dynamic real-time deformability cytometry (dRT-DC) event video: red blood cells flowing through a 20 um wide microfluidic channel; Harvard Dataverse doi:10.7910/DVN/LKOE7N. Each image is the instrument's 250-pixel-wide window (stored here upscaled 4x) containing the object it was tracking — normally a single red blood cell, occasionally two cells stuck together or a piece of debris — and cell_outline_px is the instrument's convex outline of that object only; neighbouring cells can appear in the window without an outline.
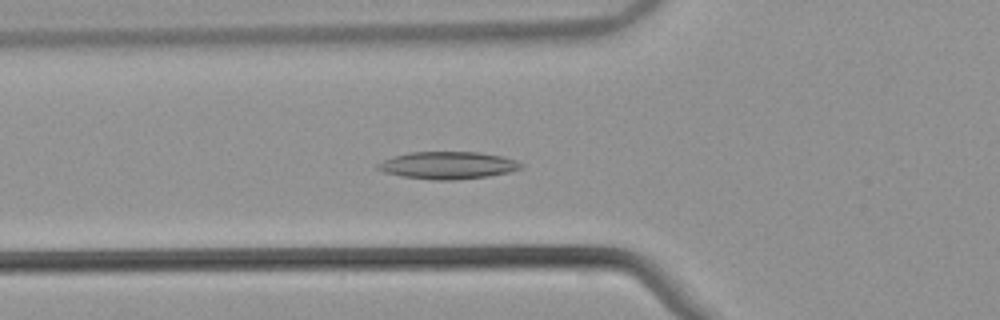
{"species": "common noctule bat (a hibernating species)", "species_latin": "Nyctalus noctula", "temperature_condition": "warm", "stored_images_in_passage": 36, "camera_frame_rate_fps": 3000, "um_per_image_px": 0.085, "animal": {"sex": "male", "body_mass_g": 21.5, "forearm_length_mm": 52.0}, "frame": {"image": 1, "passage_image": 2, "time_ms": 0.333, "image_size_px": [1000, 320], "cell_outline_px": [[524, 168], [512, 172], [488, 176], [456, 180], [432, 180], [404, 176], [384, 172], [376, 168], [376, 164], [392, 156], [408, 152], [480, 152], [500, 156], [516, 160], [524, 164]], "centroid_in_image_um": [38.1, 14.05], "position_along_channel_um": 87.7, "area_um2": 23.0}}
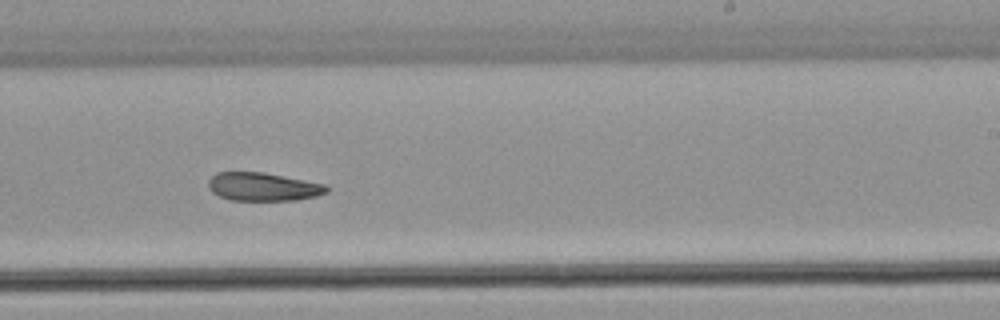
{"frame": {"image": 2, "passage_image": 16, "time_ms": 5.0, "image_size_px": [1000, 320], "cell_outline_px": [[328, 192], [316, 196], [296, 200], [228, 200], [212, 192], [208, 188], [208, 180], [216, 172], [264, 172], [328, 184]], "centroid_in_image_um": [22.37, 15.87], "position_along_channel_um": 266.6, "area_um2": 19.71}}
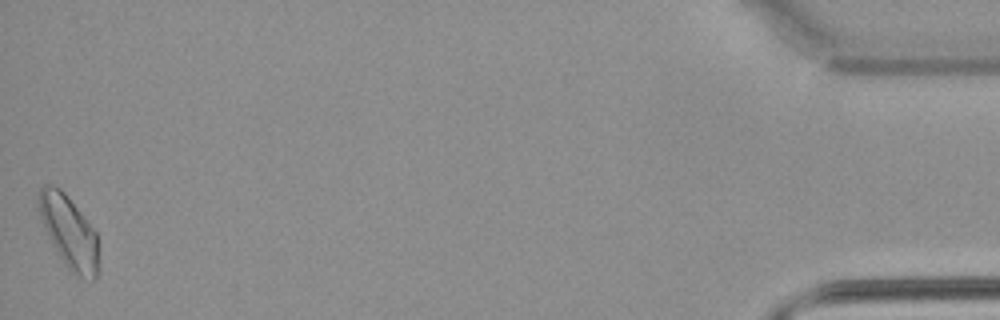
{"frame": {"image": 3, "passage_image": 36, "time_ms": 11.667, "image_size_px": [1000, 320], "cell_outline_px": [[100, 272], [96, 280], [92, 280], [80, 276], [72, 272], [68, 268], [52, 244], [36, 208], [36, 196], [40, 188], [44, 184], [52, 184], [60, 188], [64, 192], [84, 216], [96, 232]], "centroid_in_image_um": [5.85, 19.69], "position_along_channel_um": 429.3, "area_um2": 25.55}}